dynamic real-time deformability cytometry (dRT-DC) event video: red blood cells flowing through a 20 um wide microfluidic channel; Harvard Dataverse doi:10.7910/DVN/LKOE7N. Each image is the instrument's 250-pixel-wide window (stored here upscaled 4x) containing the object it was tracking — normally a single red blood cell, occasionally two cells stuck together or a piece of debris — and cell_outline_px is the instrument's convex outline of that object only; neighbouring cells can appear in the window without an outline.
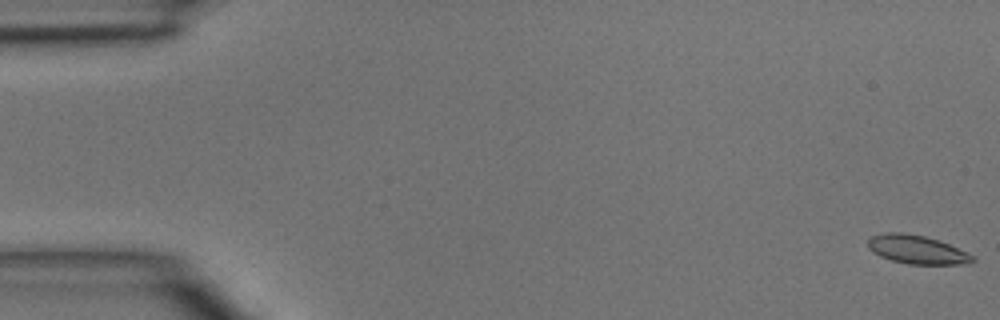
{"species": "common noctule bat (a hibernating species)", "species_latin": "Nyctalus noctula", "temperature_condition": "room temperature", "stored_images_in_passage": 47, "camera_frame_rate_fps": 3000, "um_per_image_px": 0.085, "animal": {"sex": "male", "body_mass_g": 15.6}, "frame": {"image": 1, "passage_image": 1, "time_ms": 0.0, "image_size_px": [1000, 320], "cell_outline_px": [[976, 260], [960, 264], [908, 264], [892, 260], [880, 256], [872, 252], [868, 248], [868, 240], [872, 236], [884, 232], [900, 232], [924, 236], [948, 244], [976, 256]], "centroid_in_image_um": [77.91, 21.21], "position_along_channel_um": 7.1, "area_um2": 17.28}}
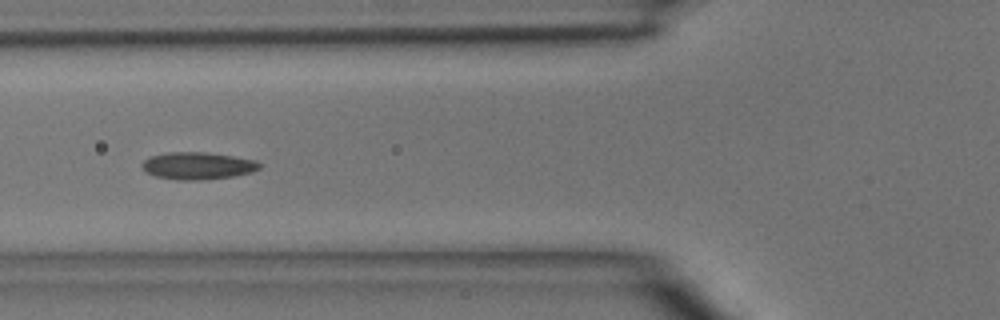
{"frame": {"image": 2, "passage_image": 18, "time_ms": 5.667, "image_size_px": [1000, 320], "cell_outline_px": [[260, 168], [252, 172], [232, 176], [200, 180], [176, 180], [156, 176], [148, 172], [140, 164], [144, 160], [152, 156], [168, 152], [204, 152], [232, 156], [256, 160], [260, 164]], "centroid_in_image_um": [16.81, 14.09], "position_along_channel_um": 109.0, "area_um2": 18.44}}
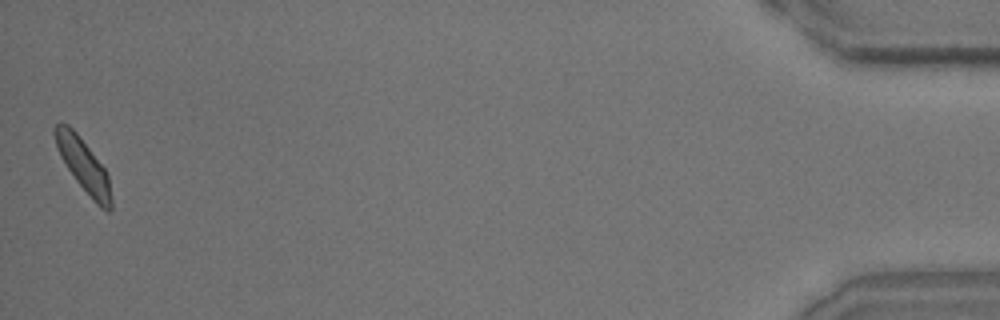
{"frame": {"image": 3, "passage_image": 47, "time_ms": 15.333, "image_size_px": [1000, 320], "cell_outline_px": [[112, 208], [108, 212], [100, 208], [96, 204], [76, 180], [60, 156], [56, 148], [52, 132], [52, 128], [56, 124], [68, 124], [76, 132], [104, 168], [108, 176], [112, 200]], "centroid_in_image_um": [7.08, 14.05], "position_along_channel_um": 428.1, "area_um2": 17.22}}